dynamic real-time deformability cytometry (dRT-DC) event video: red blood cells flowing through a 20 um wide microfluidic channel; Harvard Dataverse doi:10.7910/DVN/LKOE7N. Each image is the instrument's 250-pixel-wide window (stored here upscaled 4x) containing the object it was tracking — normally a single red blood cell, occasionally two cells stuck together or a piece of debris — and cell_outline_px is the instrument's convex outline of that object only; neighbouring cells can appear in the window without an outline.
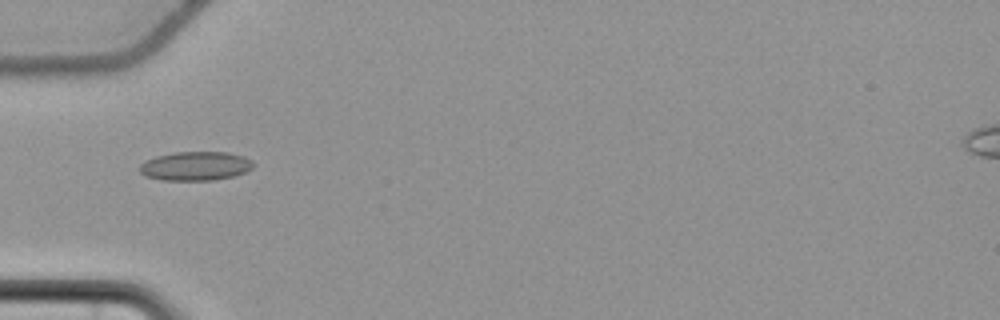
{"species": "common noctule bat (a hibernating species)", "species_latin": "Nyctalus noctula", "temperature_condition": "cold", "stored_images_in_passage": 38, "camera_frame_rate_fps": 3000, "um_per_image_px": 0.085, "animal": {"sex": "female", "body_mass_g": 22.7, "forearm_length_mm": 54.2}, "frame": {"image": 1, "passage_image": 1, "time_ms": 0.0, "image_size_px": [1000, 320], "cell_outline_px": [[256, 164], [252, 168], [244, 172], [232, 176], [212, 180], [160, 180], [144, 176], [140, 172], [140, 164], [156, 156], [176, 152], [228, 152], [244, 156], [252, 160]], "centroid_in_image_um": [16.63, 14.11], "position_along_channel_um": 68.4, "area_um2": 19.19}}
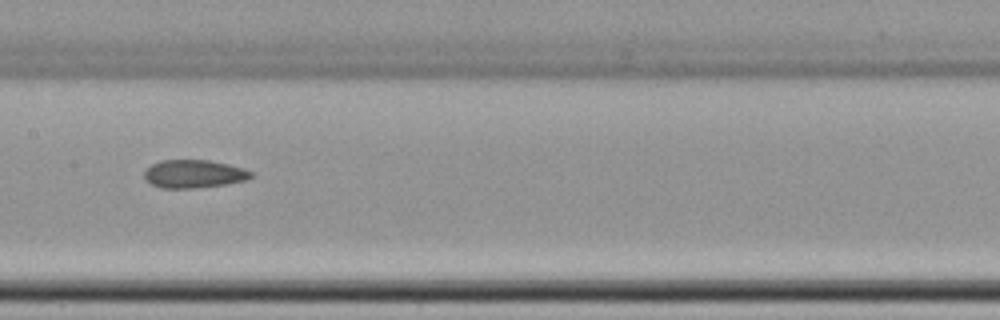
{"frame": {"image": 2, "passage_image": 11, "time_ms": 3.333, "image_size_px": [1000, 320], "cell_outline_px": [[252, 176], [248, 180], [224, 184], [192, 188], [160, 188], [144, 180], [144, 172], [152, 164], [160, 160], [208, 160], [228, 164], [244, 168], [252, 172]], "centroid_in_image_um": [16.47, 14.78], "position_along_channel_um": 190.9, "area_um2": 17.46}}
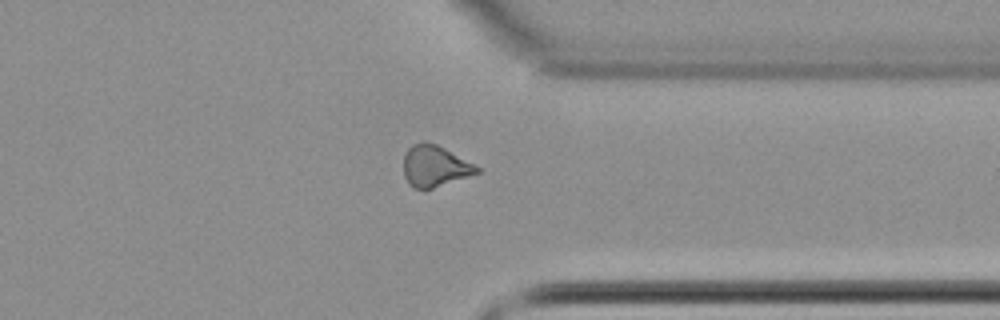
{"frame": {"image": 3, "passage_image": 26, "time_ms": 8.333, "image_size_px": [1000, 320], "cell_outline_px": [[480, 172], [432, 188], [412, 188], [408, 184], [404, 176], [404, 156], [408, 148], [412, 144], [424, 140], [436, 144], [444, 148], [480, 168]], "centroid_in_image_um": [36.91, 14.1], "position_along_channel_um": 374.5, "area_um2": 17.4}, "authors_computed_cell_mechanics": {"area_um2": 17.4845, "velocity_mm_per_s": 3.7077, "shape_relaxation_time_tau1_ms": null, "shape_relaxation_time_tau2_ms": 4.1341, "deformation_change_tau1": null, "deformation_change_tau2": 0.099}}